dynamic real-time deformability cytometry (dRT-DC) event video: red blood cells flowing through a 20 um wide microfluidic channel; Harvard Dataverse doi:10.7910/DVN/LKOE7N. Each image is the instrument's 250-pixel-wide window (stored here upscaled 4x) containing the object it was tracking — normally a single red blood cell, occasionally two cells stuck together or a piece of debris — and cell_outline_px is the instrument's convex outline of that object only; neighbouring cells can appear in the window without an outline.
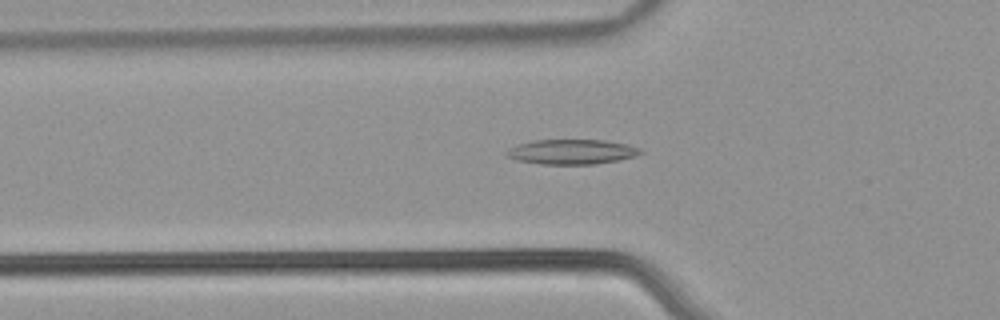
{"species": "common noctule bat (a hibernating species)", "species_latin": "Nyctalus noctula", "temperature_condition": "warm", "stored_images_in_passage": 53, "camera_frame_rate_fps": 3000, "um_per_image_px": 0.085, "animal": {"sex": "male", "body_mass_g": 21.5, "forearm_length_mm": 52.0}, "frame": {"image": 1, "passage_image": 18, "time_ms": 5.667, "image_size_px": [1000, 320], "cell_outline_px": [[644, 152], [636, 156], [620, 160], [596, 164], [540, 164], [516, 160], [504, 156], [504, 152], [508, 148], [516, 144], [532, 140], [604, 140], [628, 144], [640, 148]], "centroid_in_image_um": [48.57, 12.9], "position_along_channel_um": 77.2, "area_um2": 19.77}}
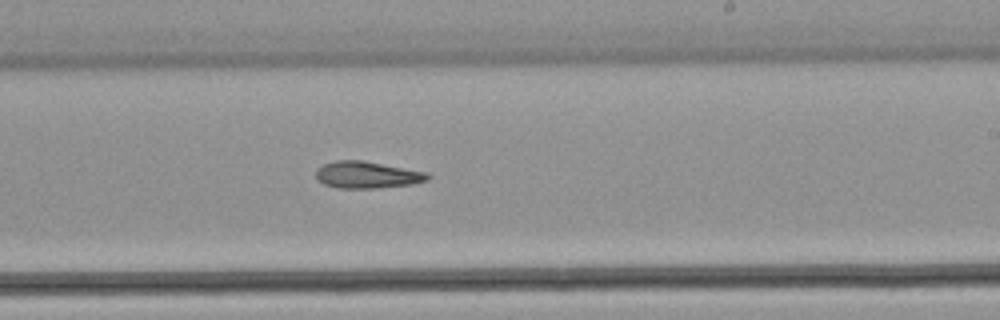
{"frame": {"image": 2, "passage_image": 32, "time_ms": 10.333, "image_size_px": [1000, 320], "cell_outline_px": [[432, 176], [428, 180], [412, 184], [376, 188], [336, 188], [324, 184], [316, 180], [316, 168], [324, 164], [336, 160], [364, 160], [428, 172]], "centroid_in_image_um": [31.21, 14.86], "position_along_channel_um": 257.8, "area_um2": 17.74}}
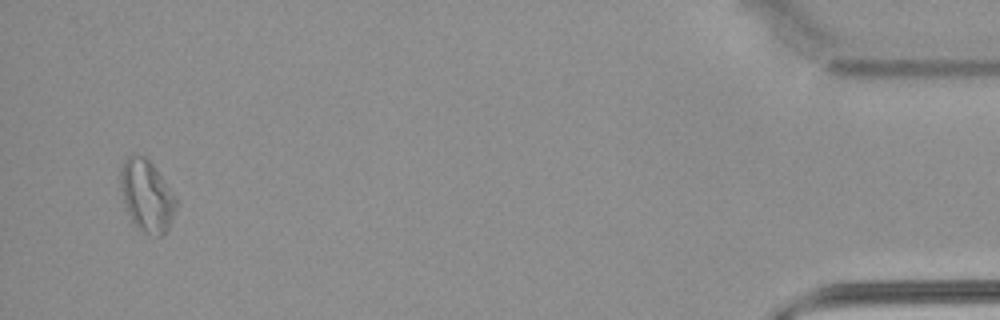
{"frame": {"image": 3, "passage_image": 51, "time_ms": 16.667, "image_size_px": [1000, 320], "cell_outline_px": [[176, 208], [172, 220], [168, 228], [160, 236], [144, 232], [132, 220], [128, 212], [124, 200], [120, 184], [120, 168], [124, 160], [132, 152], [144, 156], [156, 168], [176, 196]], "centroid_in_image_um": [12.48, 16.58], "position_along_channel_um": 422.7, "area_um2": 23.0}}